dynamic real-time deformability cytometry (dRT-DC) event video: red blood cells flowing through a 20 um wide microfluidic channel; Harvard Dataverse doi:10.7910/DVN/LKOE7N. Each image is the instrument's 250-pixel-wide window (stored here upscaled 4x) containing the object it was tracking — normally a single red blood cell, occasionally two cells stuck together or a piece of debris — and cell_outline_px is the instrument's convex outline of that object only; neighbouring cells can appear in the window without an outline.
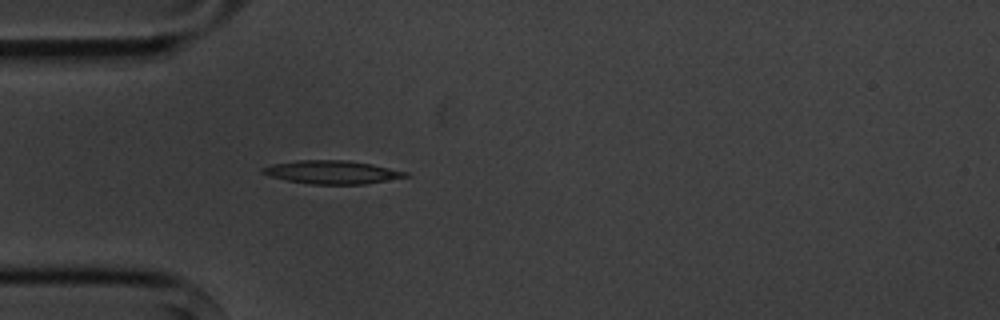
{"species": "common noctule bat (a hibernating species)", "species_latin": "Nyctalus noctula", "temperature_condition": "cold", "stored_images_in_passage": 3, "camera_frame_rate_fps": 3000, "um_per_image_px": 0.085, "animal": {"sex": "male", "body_mass_g": 20.1, "forearm_length_mm": 53.5}, "frame": {"image": 1, "passage_image": 3, "time_ms": 2.333, "image_size_px": [1000, 320], "cell_outline_px": [[408, 176], [364, 184], [312, 184], [288, 180], [268, 176], [260, 172], [260, 168], [272, 164], [300, 160], [344, 160], [372, 164], [408, 172]], "centroid_in_image_um": [28.17, 14.63], "position_along_channel_um": 56.8, "area_um2": 19.19}}